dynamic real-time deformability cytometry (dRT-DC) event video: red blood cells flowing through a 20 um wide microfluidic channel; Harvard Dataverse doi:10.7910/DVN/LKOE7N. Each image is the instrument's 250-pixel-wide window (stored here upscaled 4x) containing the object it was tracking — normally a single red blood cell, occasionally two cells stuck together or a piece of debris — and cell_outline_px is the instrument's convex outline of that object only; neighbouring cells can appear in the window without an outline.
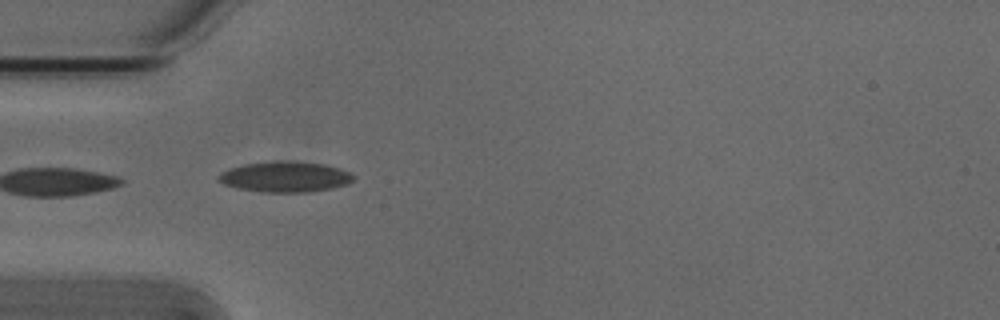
{"species": "Egyptian fruit bat (a non-hibernating species)", "species_latin": "Rousettus aegyptiacus", "temperature_condition": "cold", "stored_images_in_passage": 1, "camera_frame_rate_fps": 3000, "um_per_image_px": 0.085, "animal": {"sex": "male"}, "frame": {"image": 1, "passage_image": 1, "time_ms": 0.0, "image_size_px": [1000, 320], "cell_outline_px": [[356, 176], [348, 184], [332, 188], [308, 192], [260, 192], [236, 188], [224, 184], [216, 180], [216, 176], [220, 172], [228, 168], [244, 164], [276, 160], [296, 160], [324, 164], [340, 168]], "centroid_in_image_um": [24.2, 15.01], "position_along_channel_um": 60.8, "area_um2": 24.57}}